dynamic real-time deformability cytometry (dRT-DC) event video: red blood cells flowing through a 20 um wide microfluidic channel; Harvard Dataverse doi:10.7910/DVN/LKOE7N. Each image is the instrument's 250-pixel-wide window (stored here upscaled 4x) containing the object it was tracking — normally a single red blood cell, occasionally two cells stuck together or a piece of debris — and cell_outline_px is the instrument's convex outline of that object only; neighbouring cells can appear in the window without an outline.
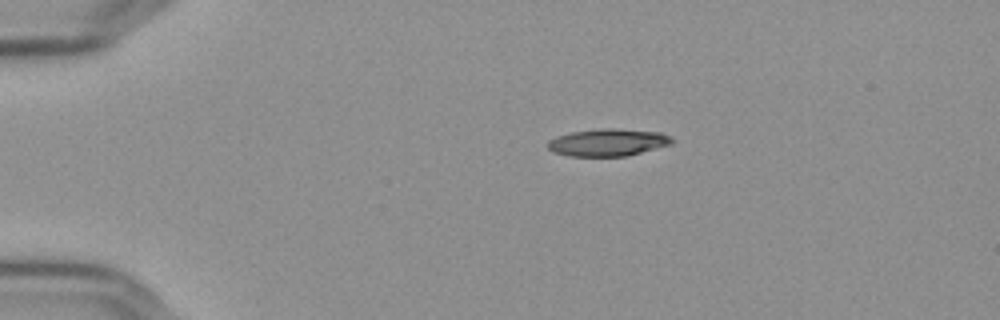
{"species": "Egyptian fruit bat (a non-hibernating species)", "species_latin": "Rousettus aegyptiacus", "temperature_condition": "cold", "stored_images_in_passage": 45, "camera_frame_rate_fps": 3000, "um_per_image_px": 0.085, "frame": {"image": 1, "passage_image": 1, "time_ms": 0.0, "image_size_px": [1000, 320], "cell_outline_px": [[672, 144], [628, 156], [568, 156], [552, 152], [548, 148], [548, 140], [556, 136], [572, 132], [600, 128], [616, 128], [660, 132], [672, 136]], "centroid_in_image_um": [51.67, 12.1], "position_along_channel_um": 33.3, "area_um2": 19.94}}
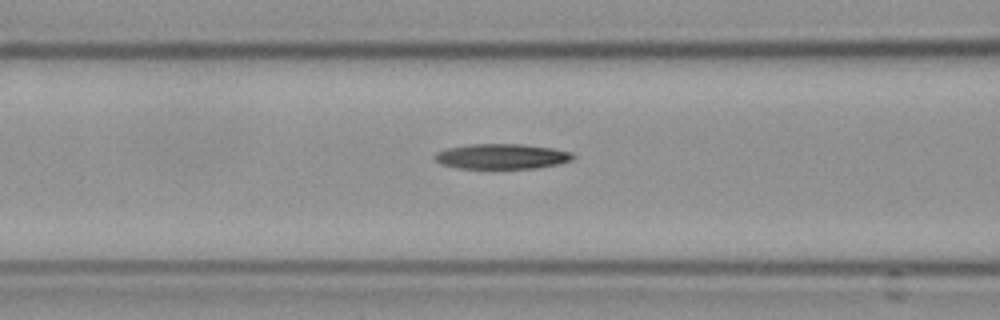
{"frame": {"image": 2, "passage_image": 13, "time_ms": 4.0, "image_size_px": [1000, 320], "cell_outline_px": [[576, 156], [572, 160], [556, 164], [536, 168], [456, 168], [440, 164], [432, 156], [436, 152], [448, 148], [468, 144], [524, 144], [552, 148], [572, 152]], "centroid_in_image_um": [42.63, 13.29], "position_along_channel_um": 124.0, "area_um2": 20.35}}
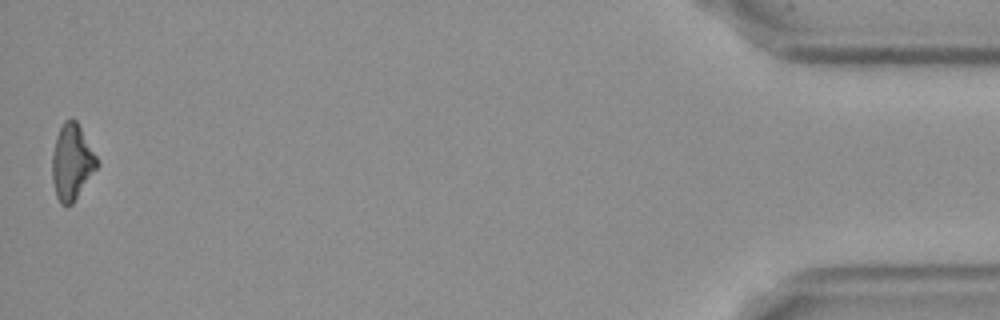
{"frame": {"image": 3, "passage_image": 45, "time_ms": 14.667, "image_size_px": [1000, 320], "cell_outline_px": [[100, 164], [72, 204], [60, 204], [56, 196], [52, 180], [52, 156], [56, 136], [64, 120], [76, 120], [96, 156]], "centroid_in_image_um": [6.1, 13.79], "position_along_channel_um": 429.1, "area_um2": 19.54}, "authors_computed_cell_mechanics": {"area_um2": 20.3456, "velocity_mm_per_s": 3.6468, "shape_relaxation_time_tau1_ms": 4.8878, "shape_relaxation_time_tau2_ms": null, "deformation_change_tau1": 0.1465, "deformation_change_tau2": null}}